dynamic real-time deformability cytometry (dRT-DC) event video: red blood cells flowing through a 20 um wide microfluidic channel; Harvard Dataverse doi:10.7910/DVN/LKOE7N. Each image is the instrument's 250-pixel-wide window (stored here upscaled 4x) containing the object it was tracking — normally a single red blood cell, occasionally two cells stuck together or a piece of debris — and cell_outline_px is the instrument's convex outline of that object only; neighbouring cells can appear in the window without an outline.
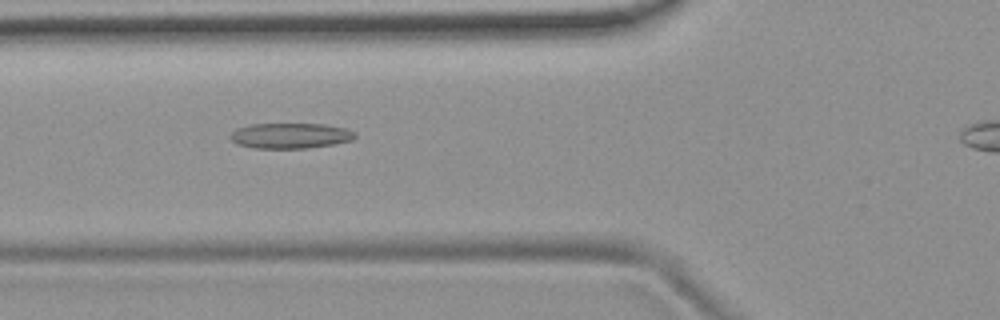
{"species": "common noctule bat (a hibernating species)", "species_latin": "Nyctalus noctula", "temperature_condition": "room temperature", "stored_images_in_passage": 40, "camera_frame_rate_fps": 3000, "um_per_image_px": 0.085, "animal": {"sex": "female", "body_mass_g": 19.9}, "frame": {"image": 1, "passage_image": 12, "time_ms": 3.667, "image_size_px": [1000, 320], "cell_outline_px": [[356, 136], [352, 140], [332, 144], [308, 148], [256, 148], [236, 144], [228, 136], [236, 128], [252, 124], [324, 124], [348, 128], [356, 132]], "centroid_in_image_um": [24.69, 11.53], "position_along_channel_um": 101.1, "area_um2": 18.55}}
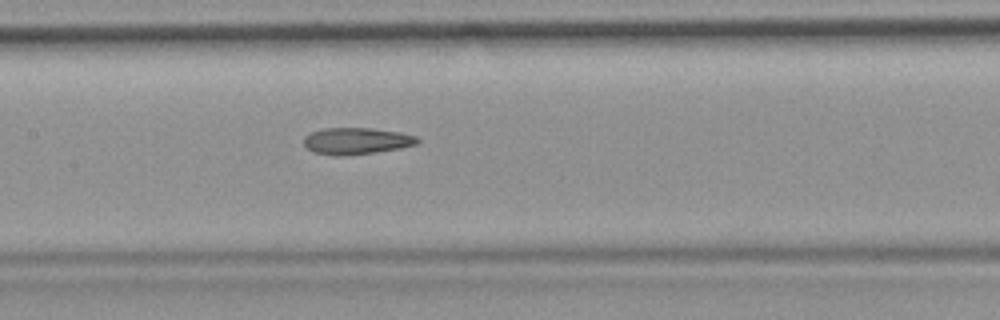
{"frame": {"image": 2, "passage_image": 18, "time_ms": 5.667, "image_size_px": [1000, 320], "cell_outline_px": [[420, 140], [416, 144], [400, 148], [344, 156], [332, 156], [312, 152], [304, 144], [304, 136], [312, 132], [324, 128], [372, 128], [400, 132], [416, 136]], "centroid_in_image_um": [30.27, 11.98], "position_along_channel_um": 177.1, "area_um2": 17.63}}
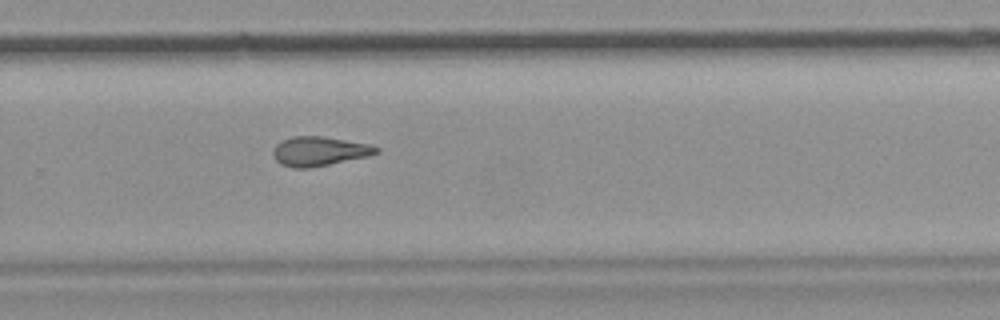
{"frame": {"image": 3, "passage_image": 28, "time_ms": 9.0, "image_size_px": [1000, 320], "cell_outline_px": [[380, 152], [368, 156], [308, 168], [292, 168], [280, 164], [272, 156], [272, 148], [276, 144], [292, 136], [320, 136], [372, 144], [380, 148]], "centroid_in_image_um": [27.13, 12.85], "position_along_channel_um": 302.7, "area_um2": 17.69}, "authors_computed_cell_mechanics": {"area_um2": 17.6868, "velocity_mm_per_s": 3.784, "shape_relaxation_time_tau1_ms": null, "shape_relaxation_time_tau2_ms": 4.5615, "deformation_change_tau1": null, "deformation_change_tau2": 0.1469}}